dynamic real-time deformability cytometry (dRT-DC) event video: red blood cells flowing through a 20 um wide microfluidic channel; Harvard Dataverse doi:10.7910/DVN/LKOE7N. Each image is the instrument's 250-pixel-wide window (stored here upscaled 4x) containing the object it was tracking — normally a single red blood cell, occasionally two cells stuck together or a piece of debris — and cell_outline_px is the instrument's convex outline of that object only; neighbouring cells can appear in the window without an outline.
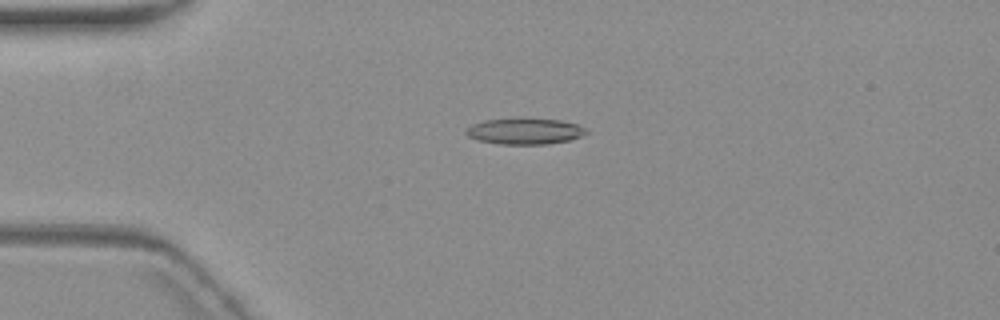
{"species": "common noctule bat (a hibernating species)", "species_latin": "Nyctalus noctula", "temperature_condition": "warm", "stored_images_in_passage": 5, "camera_frame_rate_fps": 3000, "um_per_image_px": 0.085, "animal": {"sex": "female", "body_mass_g": 19.3, "forearm_length_mm": 54.1}, "frame": {"image": 1, "passage_image": 4, "time_ms": 3.667, "image_size_px": [1000, 320], "cell_outline_px": [[588, 132], [584, 136], [572, 140], [548, 144], [500, 144], [476, 140], [468, 136], [464, 132], [472, 124], [484, 120], [560, 120], [576, 124], [584, 128]], "centroid_in_image_um": [44.62, 11.19], "position_along_channel_um": 40.4, "area_um2": 17.86}}